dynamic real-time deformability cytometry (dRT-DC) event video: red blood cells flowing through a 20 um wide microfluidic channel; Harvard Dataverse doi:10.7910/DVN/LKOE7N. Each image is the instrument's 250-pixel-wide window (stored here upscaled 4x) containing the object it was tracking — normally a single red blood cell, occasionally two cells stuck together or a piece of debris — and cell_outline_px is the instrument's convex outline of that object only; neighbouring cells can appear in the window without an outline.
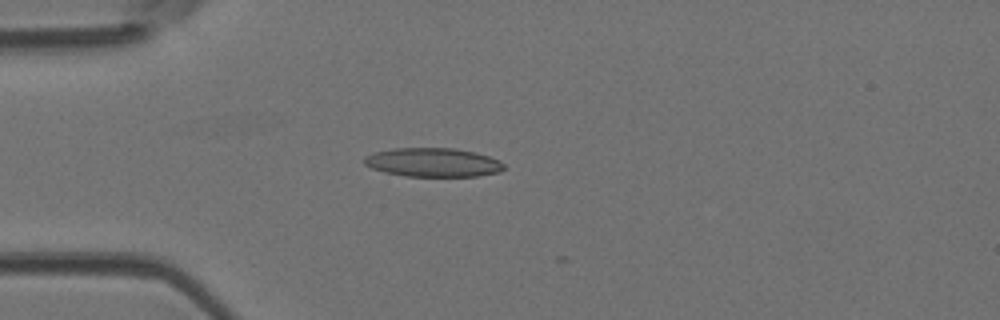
{"species": "Egyptian fruit bat (a non-hibernating species)", "species_latin": "Rousettus aegyptiacus", "temperature_condition": "room temperature", "stored_images_in_passage": 6, "camera_frame_rate_fps": 3000, "um_per_image_px": 0.085, "animal": {"sex": "female"}, "frame": {"image": 1, "passage_image": 4, "time_ms": 1.0, "image_size_px": [1000, 320], "cell_outline_px": [[504, 168], [500, 172], [476, 176], [404, 176], [384, 172], [372, 168], [364, 164], [364, 156], [376, 152], [392, 148], [456, 148], [476, 152], [500, 160], [504, 164]], "centroid_in_image_um": [36.81, 13.8], "position_along_channel_um": 48.2, "area_um2": 23.58}}
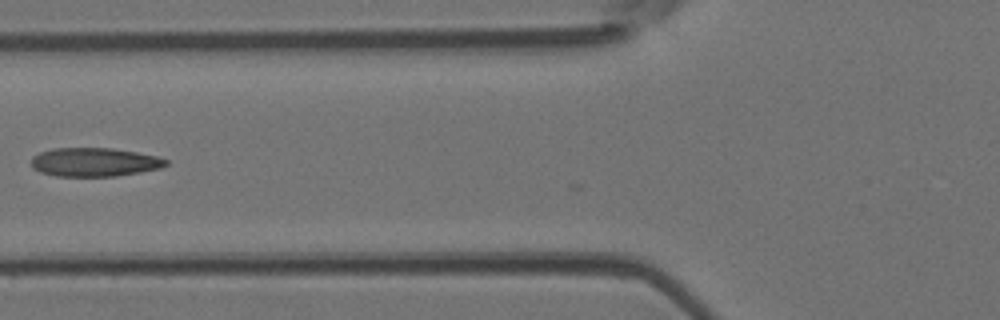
{"frame": {"image": 2, "passage_image": 6, "time_ms": 1.667, "image_size_px": [1000, 320], "cell_outline_px": [[168, 164], [160, 168], [140, 172], [116, 176], [56, 176], [40, 172], [32, 168], [32, 156], [40, 152], [52, 148], [112, 148], [136, 152], [156, 156], [168, 160]], "centroid_in_image_um": [8.01, 13.78], "position_along_channel_um": 117.8, "area_um2": 22.54}}